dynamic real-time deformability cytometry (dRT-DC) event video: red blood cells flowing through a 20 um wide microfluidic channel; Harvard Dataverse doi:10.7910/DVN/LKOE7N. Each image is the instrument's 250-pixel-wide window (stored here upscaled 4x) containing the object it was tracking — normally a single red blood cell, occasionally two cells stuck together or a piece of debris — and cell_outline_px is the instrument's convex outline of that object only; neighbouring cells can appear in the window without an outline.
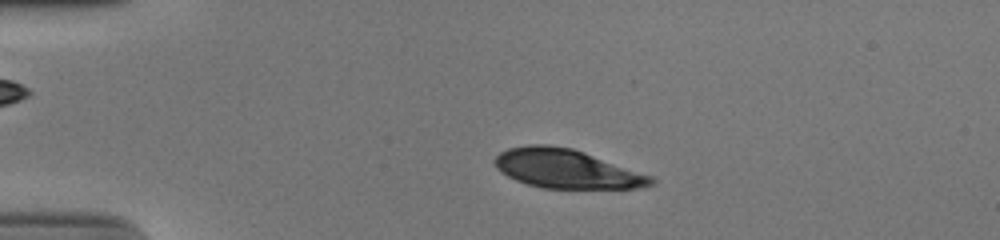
{"species": "human", "species_latin": "Homo sapiens", "temperature_condition": "cold", "stored_images_in_passage": 51, "camera_frame_rate_fps": 3000, "um_per_image_px": 0.085, "donor": {"sex": "male"}, "frame": {"image": 1, "passage_image": 10, "time_ms": 3.0, "image_size_px": [1000, 240], "cell_outline_px": [[656, 184], [636, 188], [544, 188], [528, 184], [516, 180], [500, 172], [496, 168], [492, 160], [500, 152], [508, 148], [528, 144], [548, 144], [572, 148], [584, 152], [652, 176], [656, 180]], "centroid_in_image_um": [48.12, 14.34], "position_along_channel_um": 36.9, "area_um2": 35.49}}
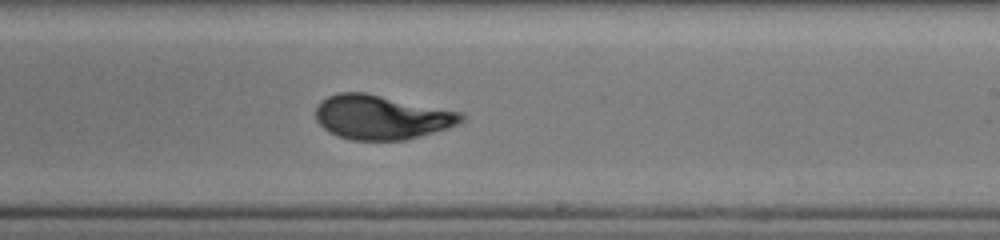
{"frame": {"image": 2, "passage_image": 31, "time_ms": 10.0, "image_size_px": [1000, 240], "cell_outline_px": [[464, 120], [448, 128], [420, 136], [404, 140], [352, 140], [336, 136], [328, 132], [316, 120], [316, 108], [320, 100], [336, 92], [364, 92], [464, 112]], "centroid_in_image_um": [32.41, 9.96], "position_along_channel_um": 256.6, "area_um2": 37.8}}
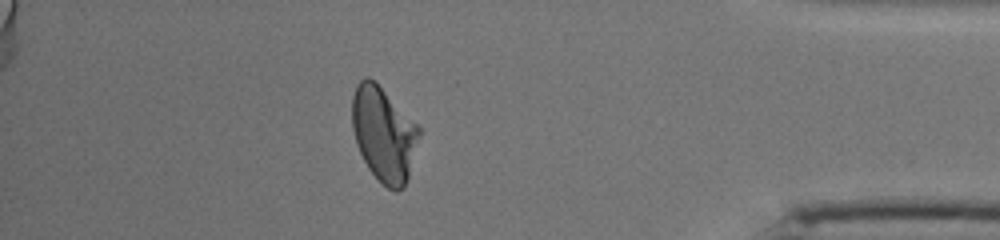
{"frame": {"image": 3, "passage_image": 45, "time_ms": 14.667, "image_size_px": [1000, 240], "cell_outline_px": [[420, 136], [408, 180], [404, 188], [396, 192], [388, 188], [368, 168], [356, 144], [352, 128], [352, 96], [356, 84], [364, 76], [368, 76], [376, 80], [420, 128]], "centroid_in_image_um": [32.61, 11.37], "position_along_channel_um": 402.6, "area_um2": 37.17}, "authors_computed_cell_mechanics": {"area_um2": 36.992, "velocity_mm_per_s": 3.852, "shape_relaxation_time_tau1_ms": 5.1232, "shape_relaxation_time_tau2_ms": 1.0178, "deformation_change_tau1": 0.1805, "deformation_change_tau2": 0.0413}}